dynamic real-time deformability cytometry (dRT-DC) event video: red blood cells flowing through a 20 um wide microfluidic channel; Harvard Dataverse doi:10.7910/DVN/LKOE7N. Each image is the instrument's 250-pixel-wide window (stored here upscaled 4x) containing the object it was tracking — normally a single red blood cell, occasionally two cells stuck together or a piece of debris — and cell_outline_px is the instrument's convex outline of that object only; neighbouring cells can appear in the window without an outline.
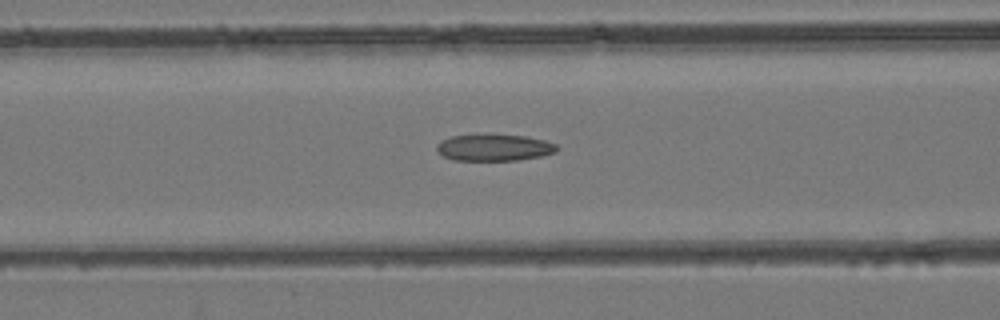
{"species": "common noctule bat (a hibernating species)", "species_latin": "Nyctalus noctula", "temperature_condition": "room temperature", "stored_images_in_passage": 50, "camera_frame_rate_fps": 3000, "um_per_image_px": 0.085, "animal": {"sex": "female", "body_mass_g": 24.6, "forearm_length_mm": 56.2}, "frame": {"image": 1, "passage_image": 21, "time_ms": 6.667, "image_size_px": [1000, 320], "cell_outline_px": [[556, 152], [540, 156], [516, 160], [452, 160], [444, 156], [436, 148], [436, 144], [440, 140], [452, 136], [524, 136], [544, 140], [556, 144]], "centroid_in_image_um": [41.98, 12.56], "position_along_channel_um": 124.6, "area_um2": 18.03}}
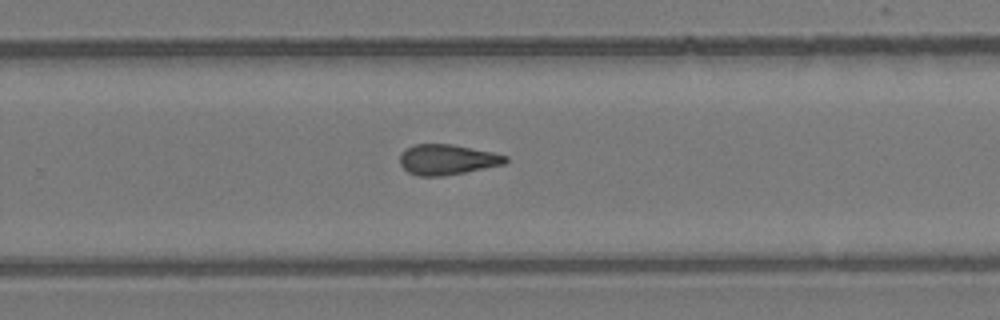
{"frame": {"image": 2, "passage_image": 33, "time_ms": 10.667, "image_size_px": [1000, 320], "cell_outline_px": [[508, 160], [504, 164], [444, 176], [420, 176], [408, 172], [400, 164], [400, 152], [412, 144], [452, 144], [492, 152], [508, 156]], "centroid_in_image_um": [37.98, 13.55], "position_along_channel_um": 291.8, "area_um2": 18.67}}
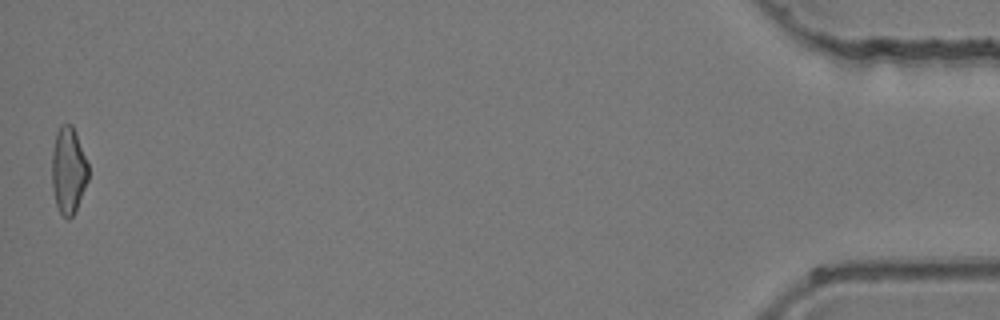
{"frame": {"image": 3, "passage_image": 50, "time_ms": 16.333, "image_size_px": [1000, 320], "cell_outline_px": [[88, 180], [76, 212], [68, 220], [60, 212], [56, 204], [52, 188], [52, 152], [56, 132], [60, 124], [72, 124], [76, 132], [88, 164]], "centroid_in_image_um": [5.81, 14.48], "position_along_channel_um": 429.4, "area_um2": 18.55}}